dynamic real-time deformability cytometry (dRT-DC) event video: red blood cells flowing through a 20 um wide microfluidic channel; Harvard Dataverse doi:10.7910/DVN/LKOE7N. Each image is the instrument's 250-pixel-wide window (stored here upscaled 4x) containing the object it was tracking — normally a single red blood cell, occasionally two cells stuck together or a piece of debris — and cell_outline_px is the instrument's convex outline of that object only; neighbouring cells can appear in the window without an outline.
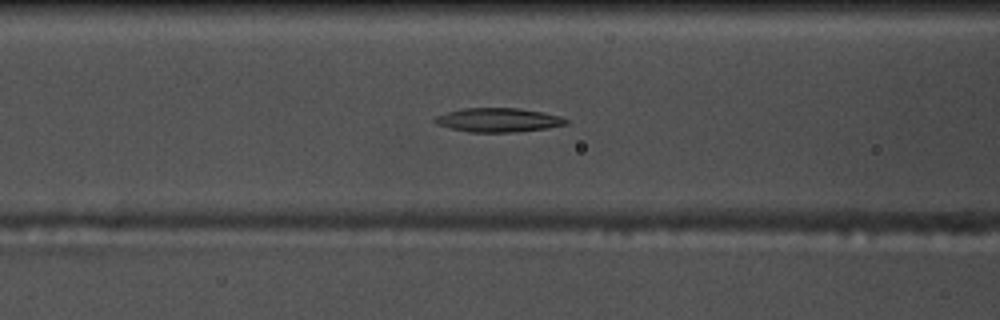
{"species": "common noctule bat (a hibernating species)", "species_latin": "Nyctalus noctula", "temperature_condition": "warm", "stored_images_in_passage": 55, "camera_frame_rate_fps": 3000, "um_per_image_px": 0.085, "animal": {"sex": "male", "body_mass_g": 17.5, "forearm_length_mm": 52.3}, "frame": {"image": 1, "passage_image": 22, "time_ms": 7.0, "image_size_px": [1000, 320], "cell_outline_px": [[568, 124], [548, 128], [512, 132], [468, 132], [448, 128], [436, 124], [432, 120], [436, 116], [448, 112], [464, 108], [516, 108], [540, 112], [560, 116], [568, 120]], "centroid_in_image_um": [42.32, 10.21], "position_along_channel_um": 124.3, "area_um2": 18.26}}
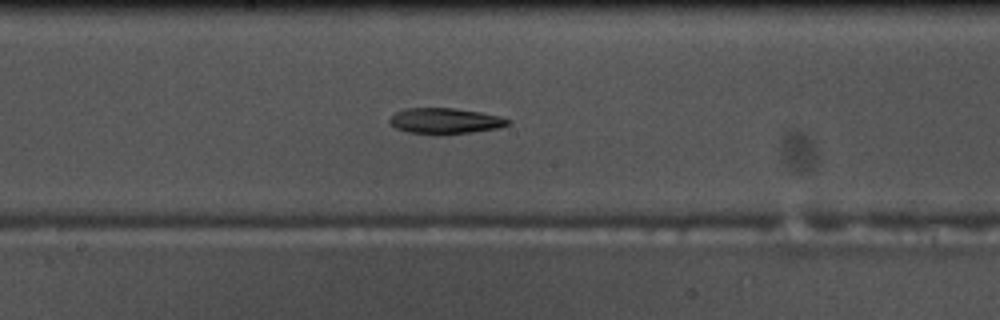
{"frame": {"image": 2, "passage_image": 29, "time_ms": 9.333, "image_size_px": [1000, 320], "cell_outline_px": [[512, 124], [500, 128], [472, 132], [440, 136], [436, 136], [408, 132], [396, 128], [388, 120], [396, 112], [404, 108], [456, 108], [480, 112], [500, 116], [512, 120]], "centroid_in_image_um": [37.88, 10.3], "position_along_channel_um": 210.3, "area_um2": 18.26}}
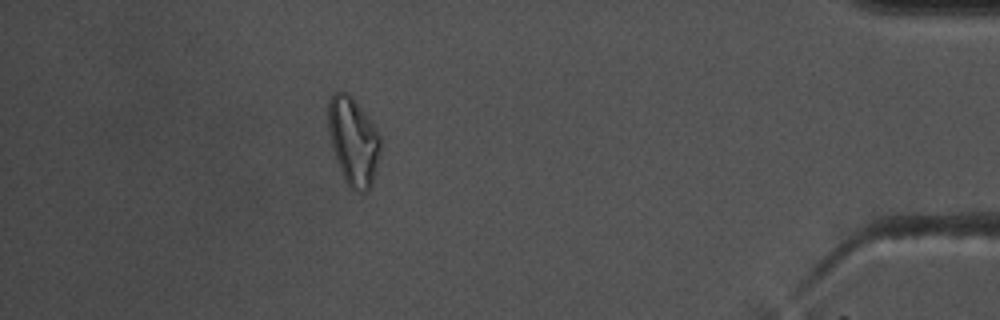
{"frame": {"image": 3, "passage_image": 49, "time_ms": 16.0, "image_size_px": [1000, 320], "cell_outline_px": [[380, 156], [372, 184], [364, 192], [348, 188], [336, 160], [332, 148], [328, 132], [328, 100], [332, 92], [344, 92], [364, 112], [380, 136]], "centroid_in_image_um": [30.01, 12.04], "position_along_channel_um": 405.2, "area_um2": 26.41}}